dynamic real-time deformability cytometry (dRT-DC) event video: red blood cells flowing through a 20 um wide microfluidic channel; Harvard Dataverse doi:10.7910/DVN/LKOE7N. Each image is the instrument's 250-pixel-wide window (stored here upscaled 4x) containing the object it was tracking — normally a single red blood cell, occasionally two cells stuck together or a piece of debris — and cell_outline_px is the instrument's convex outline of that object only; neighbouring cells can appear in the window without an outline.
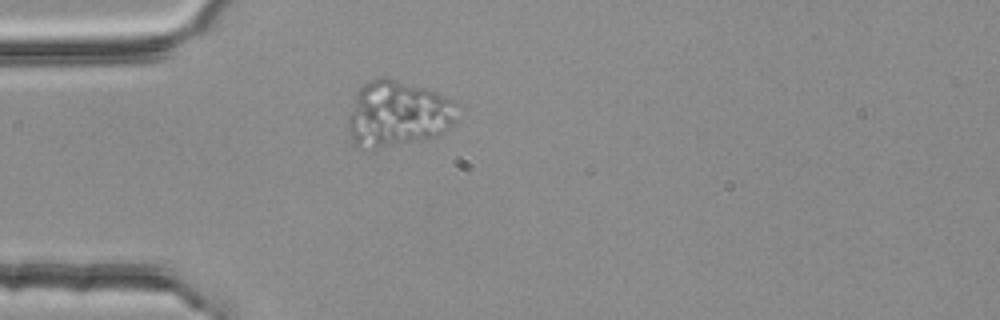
{"species": "common noctule bat (a hibernating species)", "species_latin": "Nyctalus noctula", "temperature_condition": "room temperature", "stored_images_in_passage": 5, "camera_frame_rate_fps": 3000, "um_per_image_px": 0.085, "animal": {"sex": "female", "body_mass_g": 25.1}, "frame": {"image": 1, "passage_image": 5, "time_ms": 1.333, "image_size_px": [1000, 320], "cell_outline_px": [[460, 104], [456, 120], [452, 124], [440, 132], [432, 136], [412, 140], [376, 144], [352, 144], [348, 128], [348, 120], [356, 92], [364, 84], [380, 76], [388, 76], [436, 92], [456, 100]], "centroid_in_image_um": [33.85, 9.55], "position_along_channel_um": 51.1, "area_um2": 40.58}}